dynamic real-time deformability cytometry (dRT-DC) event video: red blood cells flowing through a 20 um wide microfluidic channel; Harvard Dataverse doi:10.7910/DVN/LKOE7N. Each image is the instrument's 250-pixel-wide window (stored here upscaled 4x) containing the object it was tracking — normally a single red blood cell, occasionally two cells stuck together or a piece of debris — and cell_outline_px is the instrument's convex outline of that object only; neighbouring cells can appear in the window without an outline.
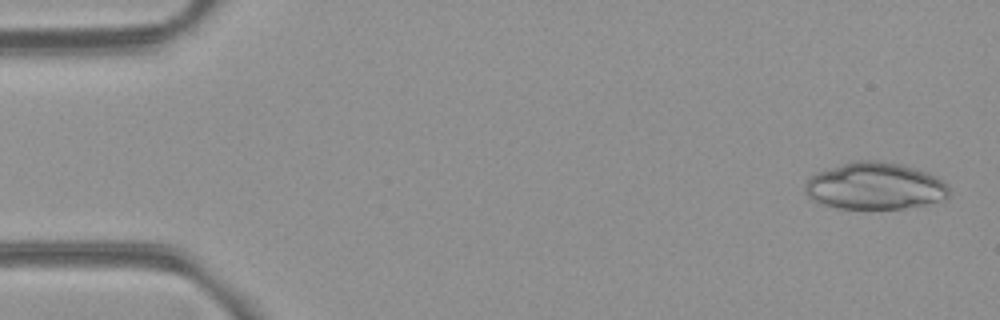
{"species": "common noctule bat (a hibernating species)", "species_latin": "Nyctalus noctula", "temperature_condition": "room temperature", "stored_images_in_passage": 5, "camera_frame_rate_fps": 3000, "um_per_image_px": 0.085, "animal": {"sex": "female", "body_mass_g": 21.9}, "frame": {"image": 1, "passage_image": 1, "time_ms": 0.0, "image_size_px": [1000, 320], "cell_outline_px": [[948, 196], [944, 200], [904, 208], [840, 208], [824, 204], [812, 200], [804, 192], [804, 184], [816, 172], [852, 160], [880, 160], [904, 164], [916, 168], [936, 176], [948, 184]], "centroid_in_image_um": [74.36, 15.79], "position_along_channel_um": 10.6, "area_um2": 39.59}}